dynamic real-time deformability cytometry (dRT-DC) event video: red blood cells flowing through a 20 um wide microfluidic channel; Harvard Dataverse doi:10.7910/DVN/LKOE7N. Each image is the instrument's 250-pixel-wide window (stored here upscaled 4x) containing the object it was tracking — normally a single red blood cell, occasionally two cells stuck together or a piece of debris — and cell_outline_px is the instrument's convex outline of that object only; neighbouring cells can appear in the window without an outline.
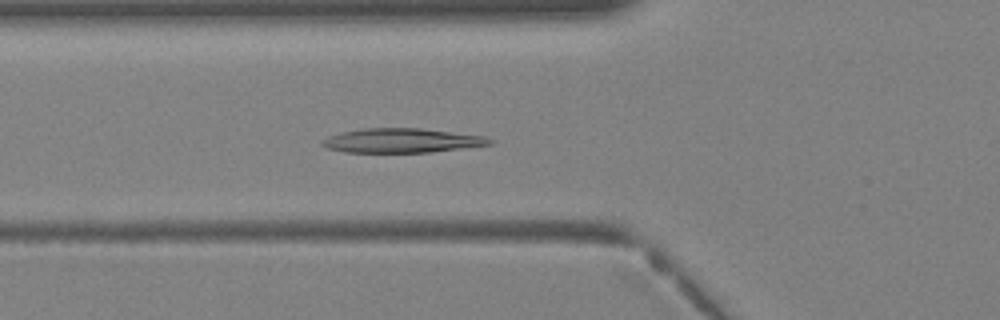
{"species": "Egyptian fruit bat (a non-hibernating species)", "species_latin": "Rousettus aegyptiacus", "temperature_condition": "warm", "stored_images_in_passage": 36, "segment_of_instrument_passage": [1, 2], "camera_frame_rate_fps": 3000, "um_per_image_px": 0.085, "animal": {"sex": "female"}, "frame": {"image": 1, "passage_image": 11, "time_ms": 3.333, "image_size_px": [1000, 320], "cell_outline_px": [[492, 144], [428, 152], [344, 152], [324, 148], [320, 144], [320, 140], [328, 136], [340, 132], [364, 128], [420, 128], [484, 136], [492, 140]], "centroid_in_image_um": [34.04, 11.94], "position_along_channel_um": 91.8, "area_um2": 23.64}}
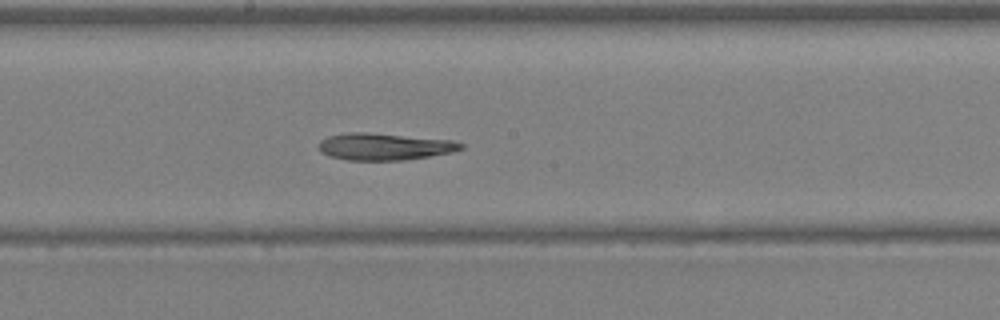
{"frame": {"image": 2, "passage_image": 18, "time_ms": 5.667, "image_size_px": [1000, 320], "cell_outline_px": [[464, 148], [452, 152], [404, 160], [348, 160], [332, 156], [320, 152], [316, 144], [320, 140], [328, 136], [348, 132], [364, 132], [452, 140], [464, 144]], "centroid_in_image_um": [32.64, 12.46], "position_along_channel_um": 215.6, "area_um2": 22.25}}
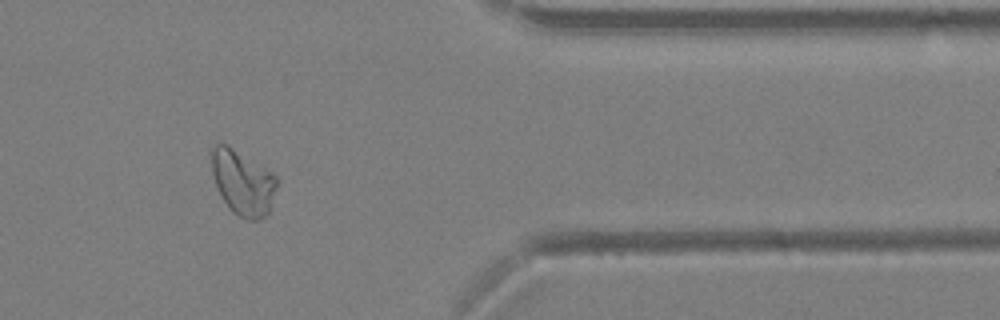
{"frame": {"image": 3, "passage_image": 29, "time_ms": 9.333, "image_size_px": [1000, 320], "cell_outline_px": [[276, 188], [268, 212], [260, 220], [248, 220], [236, 216], [228, 208], [220, 196], [216, 188], [212, 172], [212, 144], [228, 144], [272, 172], [276, 176]], "centroid_in_image_um": [20.6, 15.53], "position_along_channel_um": 390.8, "area_um2": 24.8}}